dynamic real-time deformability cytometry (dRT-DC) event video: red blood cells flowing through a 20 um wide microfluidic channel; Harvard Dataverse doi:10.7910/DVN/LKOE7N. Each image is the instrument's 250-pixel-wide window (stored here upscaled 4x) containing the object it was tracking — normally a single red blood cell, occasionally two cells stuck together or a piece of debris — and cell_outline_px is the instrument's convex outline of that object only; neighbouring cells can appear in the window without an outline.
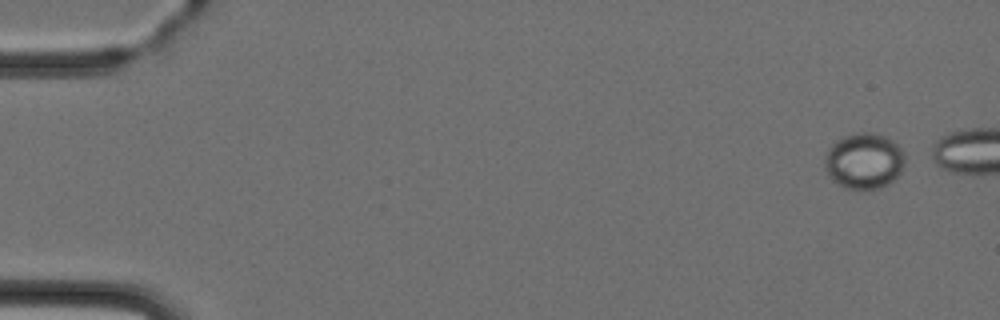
{"species": "Egyptian fruit bat (a non-hibernating species)", "species_latin": "Rousettus aegyptiacus", "temperature_condition": "cold", "stored_images_in_passage": 6, "camera_frame_rate_fps": 3000, "um_per_image_px": 0.085, "animal": {"sex": "female"}, "frame": {"image": 1, "passage_image": 1, "time_ms": 0.0, "image_size_px": [1000, 320], "cell_outline_px": [[904, 164], [900, 172], [888, 184], [880, 188], [844, 188], [832, 180], [824, 168], [824, 160], [832, 144], [836, 140], [844, 136], [860, 132], [876, 132], [892, 140], [904, 152]], "centroid_in_image_um": [73.43, 13.67], "position_along_channel_um": 11.6, "area_um2": 25.95}}